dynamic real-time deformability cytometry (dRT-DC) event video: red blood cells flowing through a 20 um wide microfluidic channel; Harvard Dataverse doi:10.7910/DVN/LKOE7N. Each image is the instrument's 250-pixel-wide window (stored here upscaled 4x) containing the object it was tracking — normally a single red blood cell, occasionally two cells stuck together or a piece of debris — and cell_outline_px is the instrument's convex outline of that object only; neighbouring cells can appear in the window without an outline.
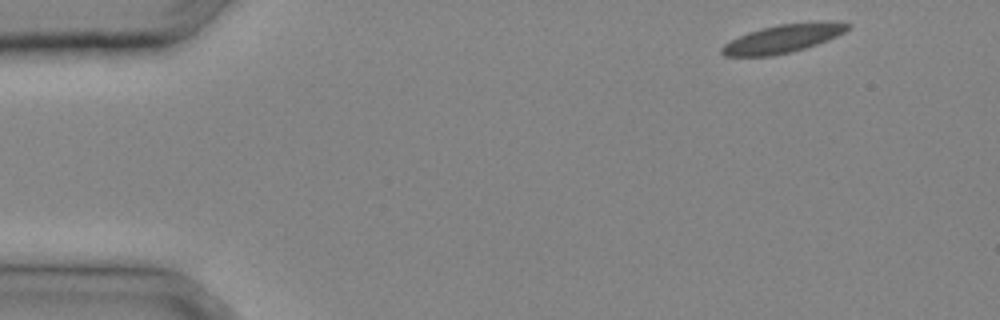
{"species": "common noctule bat (a hibernating species)", "species_latin": "Nyctalus noctula", "temperature_condition": "cold", "stored_images_in_passage": 26, "camera_frame_rate_fps": 3000, "um_per_image_px": 0.085, "animal": {"sex": "male", "body_mass_g": 20.4}, "frame": {"image": 1, "passage_image": 1, "time_ms": 0.0, "image_size_px": [1000, 320], "cell_outline_px": [[852, 24], [844, 32], [828, 40], [792, 52], [772, 56], [724, 56], [720, 52], [720, 48], [724, 44], [748, 32], [760, 28], [780, 24]], "centroid_in_image_um": [66.4, 3.34], "position_along_channel_um": 18.6, "area_um2": 19.77}}
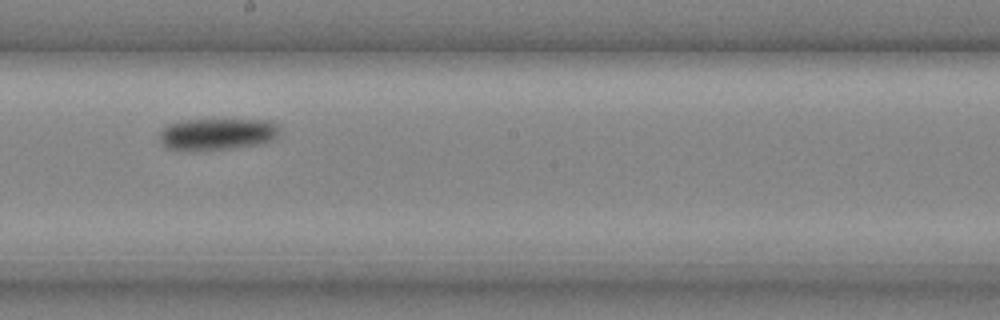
{"frame": {"image": 2, "passage_image": 16, "time_ms": 5.0, "image_size_px": [1000, 320], "cell_outline_px": [[280, 132], [272, 140], [256, 144], [232, 148], [196, 152], [168, 148], [160, 140], [160, 132], [168, 124], [184, 120], [272, 120], [280, 124]], "centroid_in_image_um": [18.49, 11.4], "position_along_channel_um": 229.7, "area_um2": 22.43}}
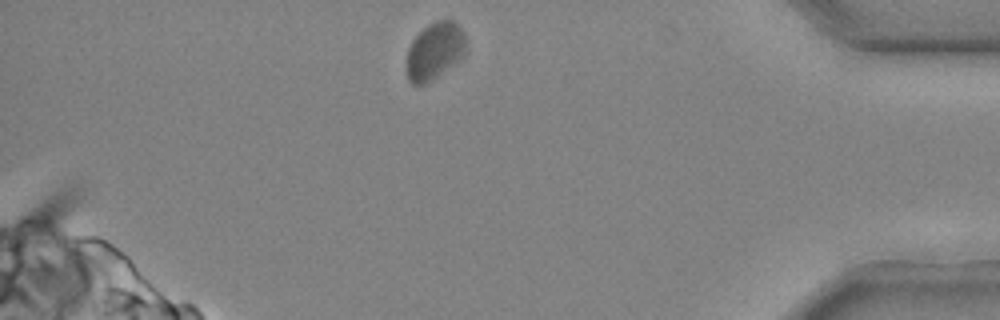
{"frame": {"image": 3, "passage_image": 26, "time_ms": 8.333, "image_size_px": [1000, 320], "cell_outline_px": [[464, 56], [436, 76], [424, 84], [412, 84], [408, 80], [408, 48], [412, 40], [428, 24], [436, 20], [452, 20], [464, 32]], "centroid_in_image_um": [36.94, 4.31], "position_along_channel_um": 398.3, "area_um2": 19.13}}